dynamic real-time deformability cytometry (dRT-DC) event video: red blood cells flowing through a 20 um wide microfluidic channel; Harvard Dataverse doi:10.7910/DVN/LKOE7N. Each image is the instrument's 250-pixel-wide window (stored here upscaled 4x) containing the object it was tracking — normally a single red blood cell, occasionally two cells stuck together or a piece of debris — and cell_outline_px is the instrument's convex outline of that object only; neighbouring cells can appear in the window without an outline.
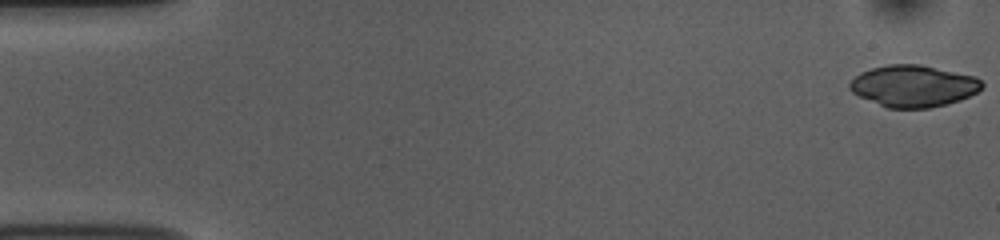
{"species": "common noctule bat (a hibernating species)", "species_latin": "Nyctalus noctula", "temperature_condition": "room temperature", "stored_images_in_passage": 13, "camera_frame_rate_fps": 3000, "um_per_image_px": 0.085, "animal": {"sex": "female", "body_mass_g": 10.0, "forearm_length_mm": 53.1}, "frame": {"image": 1, "passage_image": 1, "time_ms": 0.0, "image_size_px": [1000, 240], "cell_outline_px": [[984, 84], [976, 92], [960, 100], [928, 108], [888, 108], [860, 96], [852, 92], [848, 88], [848, 84], [860, 72], [872, 68], [888, 64], [920, 64], [976, 76]], "centroid_in_image_um": [77.63, 7.3], "position_along_channel_um": 7.4, "area_um2": 31.91}}